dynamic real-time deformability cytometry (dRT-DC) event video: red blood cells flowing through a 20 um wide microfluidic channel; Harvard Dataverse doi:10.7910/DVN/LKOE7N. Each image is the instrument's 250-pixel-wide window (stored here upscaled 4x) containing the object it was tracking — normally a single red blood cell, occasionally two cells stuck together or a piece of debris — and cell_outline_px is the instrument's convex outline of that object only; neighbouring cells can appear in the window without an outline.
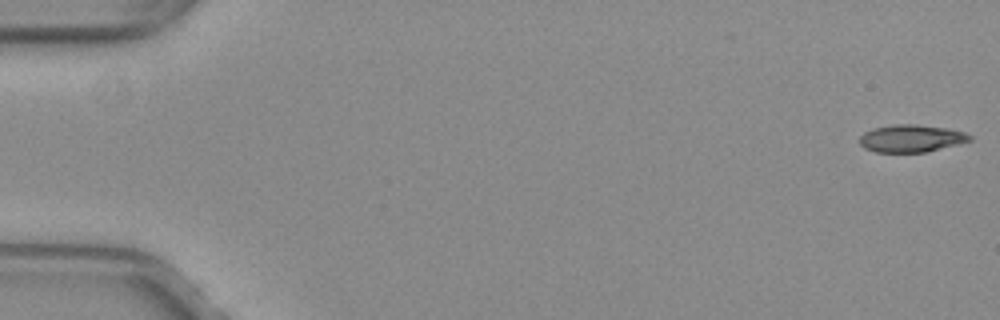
{"species": "common noctule bat (a hibernating species)", "species_latin": "Nyctalus noctula", "temperature_condition": "warm", "stored_images_in_passage": 53, "camera_frame_rate_fps": 3000, "um_per_image_px": 0.085, "animal": {"sex": "female", "body_mass_g": 29.2, "forearm_length_mm": 56.3}, "frame": {"image": 1, "passage_image": 1, "time_ms": 0.0, "image_size_px": [1000, 320], "cell_outline_px": [[972, 140], [928, 152], [876, 152], [864, 148], [860, 144], [860, 136], [864, 132], [876, 128], [896, 124], [916, 124], [944, 128], [964, 132], [972, 136]], "centroid_in_image_um": [77.45, 11.77], "position_along_channel_um": 7.5, "area_um2": 17.46}}
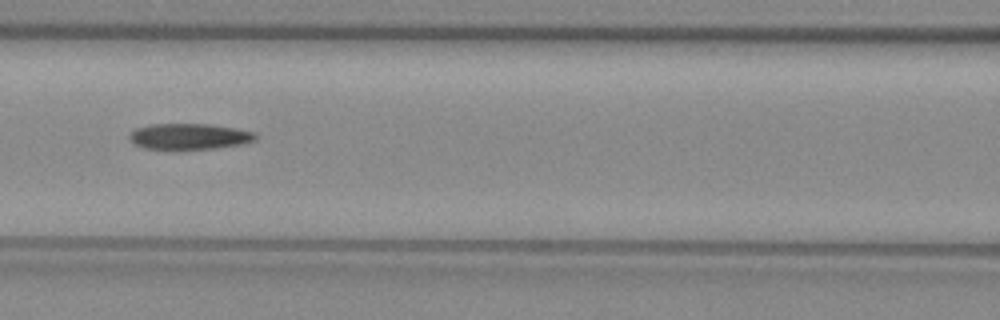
{"frame": {"image": 2, "passage_image": 24, "time_ms": 7.667, "image_size_px": [1000, 320], "cell_outline_px": [[256, 140], [244, 144], [216, 148], [180, 152], [144, 148], [136, 144], [128, 136], [136, 128], [148, 124], [208, 124], [232, 128], [252, 132], [256, 136]], "centroid_in_image_um": [16.05, 11.64], "position_along_channel_um": 150.6, "area_um2": 19.59}}
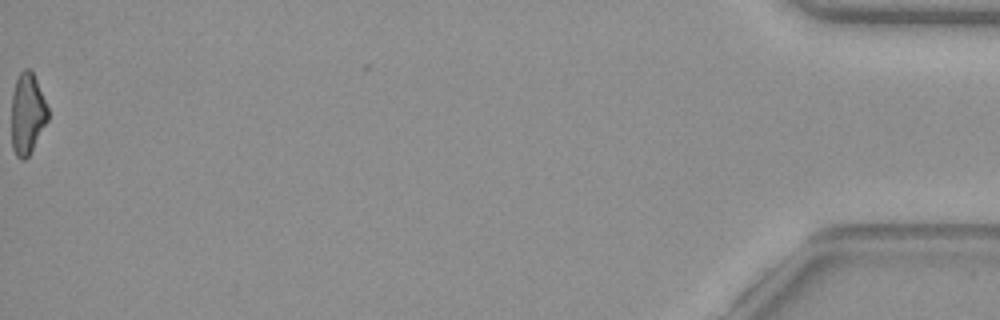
{"frame": {"image": 3, "passage_image": 53, "time_ms": 17.333, "image_size_px": [1000, 320], "cell_outline_px": [[48, 120], [28, 156], [24, 160], [20, 160], [16, 156], [12, 148], [12, 96], [16, 80], [20, 72], [24, 68], [28, 68], [32, 72], [36, 80], [48, 108]], "centroid_in_image_um": [2.31, 9.68], "position_along_channel_um": 432.9, "area_um2": 16.99}, "authors_computed_cell_mechanics": {"area_um2": 18.785, "velocity_mm_per_s": 4.0045, "shape_relaxation_time_tau1_ms": null, "shape_relaxation_time_tau2_ms": 9.714, "deformation_change_tau1": null, "deformation_change_tau2": 0.2175}}